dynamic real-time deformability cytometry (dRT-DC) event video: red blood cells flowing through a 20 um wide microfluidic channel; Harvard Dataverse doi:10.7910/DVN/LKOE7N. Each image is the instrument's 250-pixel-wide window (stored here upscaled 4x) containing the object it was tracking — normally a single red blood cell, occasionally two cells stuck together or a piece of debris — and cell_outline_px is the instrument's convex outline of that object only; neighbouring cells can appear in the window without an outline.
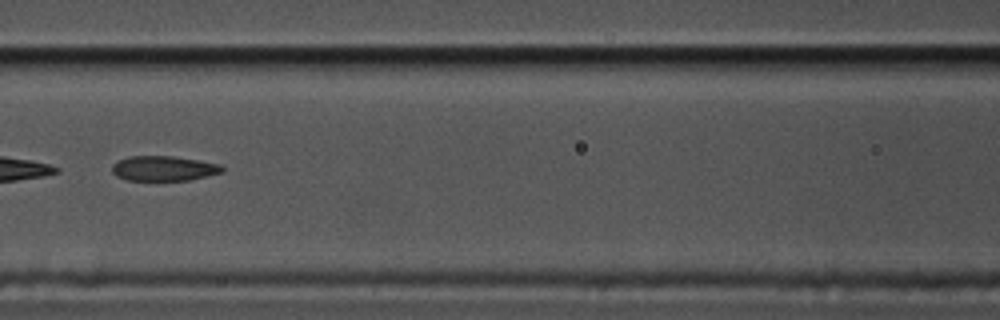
{"species": "common noctule bat (a hibernating species)", "species_latin": "Nyctalus noctula", "temperature_condition": "cold", "stored_images_in_passage": 39, "segment_of_instrument_passage": [2, 2], "camera_frame_rate_fps": 3000, "um_per_image_px": 0.085, "animal": {"sex": "male", "body_mass_g": 17.5, "forearm_length_mm": 52.3}, "frame": {"image": 1, "passage_image": 25, "time_ms": 8.0, "image_size_px": [1000, 320], "cell_outline_px": [[224, 172], [188, 180], [128, 180], [116, 176], [112, 172], [112, 164], [128, 156], [172, 156], [220, 164], [224, 168]], "centroid_in_image_um": [13.9, 14.31], "position_along_channel_um": 152.7, "area_um2": 15.9}}
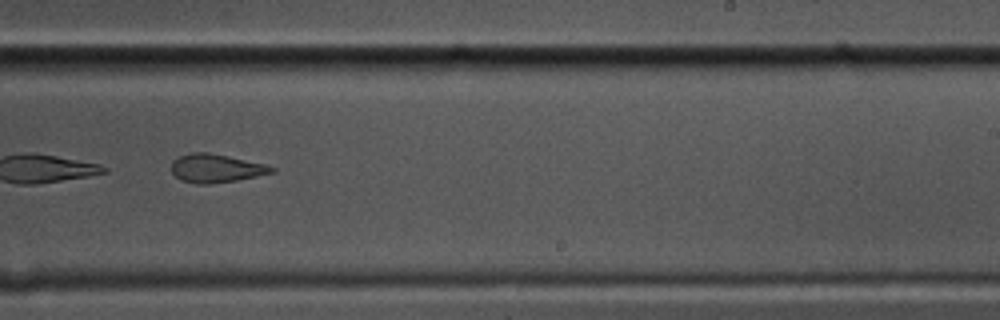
{"frame": {"image": 2, "passage_image": 35, "time_ms": 11.333, "image_size_px": [1000, 320], "cell_outline_px": [[276, 172], [236, 180], [208, 184], [196, 184], [180, 180], [172, 172], [172, 160], [180, 156], [192, 152], [208, 152], [228, 156], [264, 164], [276, 168]], "centroid_in_image_um": [18.35, 14.3], "position_along_channel_um": 270.7, "area_um2": 16.53}}